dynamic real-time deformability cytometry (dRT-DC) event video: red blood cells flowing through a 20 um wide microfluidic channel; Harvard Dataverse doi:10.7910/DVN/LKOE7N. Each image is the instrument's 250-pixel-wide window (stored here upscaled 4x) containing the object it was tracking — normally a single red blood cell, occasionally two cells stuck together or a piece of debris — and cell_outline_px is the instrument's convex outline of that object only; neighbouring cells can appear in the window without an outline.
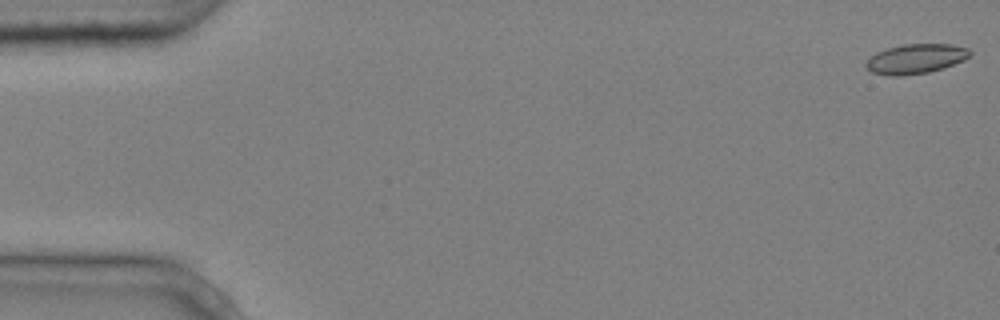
{"species": "common noctule bat (a hibernating species)", "species_latin": "Nyctalus noctula", "temperature_condition": "cold", "stored_images_in_passage": 4, "camera_frame_rate_fps": 3000, "um_per_image_px": 0.085, "animal": {"sex": "male", "body_mass_g": 20.4}, "frame": {"image": 1, "passage_image": 1, "time_ms": 0.0, "image_size_px": [1000, 320], "cell_outline_px": [[972, 52], [964, 60], [944, 68], [928, 72], [896, 76], [892, 76], [872, 72], [864, 64], [876, 52], [888, 48], [904, 44], [952, 44], [968, 48]], "centroid_in_image_um": [77.86, 4.99], "position_along_channel_um": 7.1, "area_um2": 17.8}}